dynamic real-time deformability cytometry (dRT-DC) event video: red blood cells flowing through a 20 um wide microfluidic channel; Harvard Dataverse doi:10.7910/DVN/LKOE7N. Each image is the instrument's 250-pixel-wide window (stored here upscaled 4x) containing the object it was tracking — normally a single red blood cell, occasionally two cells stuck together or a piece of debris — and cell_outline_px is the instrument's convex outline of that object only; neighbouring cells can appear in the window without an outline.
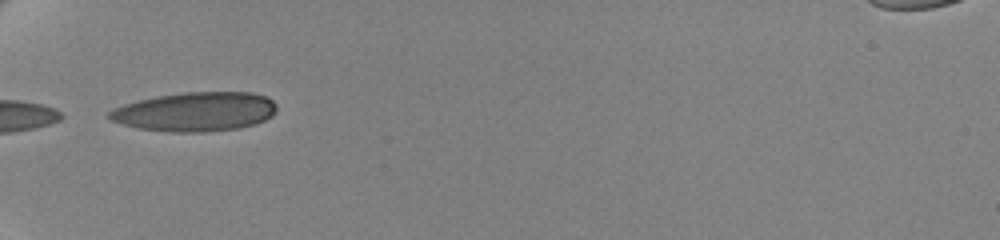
{"species": "human", "species_latin": "Homo sapiens", "temperature_condition": "cold", "stored_images_in_passage": 4, "camera_frame_rate_fps": 3000, "um_per_image_px": 0.085, "donor": {"sex": "female"}, "frame": {"image": 1, "passage_image": 1, "time_ms": 0.0, "image_size_px": [1000, 240], "cell_outline_px": [[276, 112], [272, 116], [256, 124], [240, 128], [204, 132], [172, 132], [140, 128], [120, 124], [112, 120], [108, 116], [108, 112], [124, 104], [156, 96], [184, 92], [252, 92], [268, 96], [276, 104]], "centroid_in_image_um": [16.65, 9.49], "position_along_channel_um": 68.3, "area_um2": 38.32}}
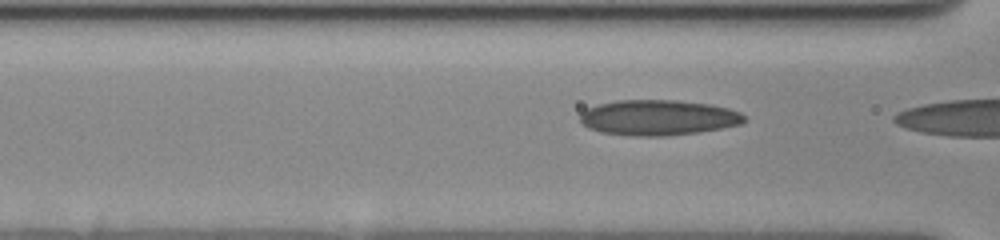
{"frame": {"image": 2, "passage_image": 3, "time_ms": 0.667, "image_size_px": [1000, 240], "cell_outline_px": [[744, 120], [740, 124], [700, 132], [668, 136], [628, 136], [600, 132], [588, 128], [580, 120], [580, 112], [584, 108], [596, 104], [616, 100], [676, 100], [712, 104], [728, 108], [740, 112], [744, 116]], "centroid_in_image_um": [55.89, 9.99], "position_along_channel_um": 110.7, "area_um2": 34.28}}